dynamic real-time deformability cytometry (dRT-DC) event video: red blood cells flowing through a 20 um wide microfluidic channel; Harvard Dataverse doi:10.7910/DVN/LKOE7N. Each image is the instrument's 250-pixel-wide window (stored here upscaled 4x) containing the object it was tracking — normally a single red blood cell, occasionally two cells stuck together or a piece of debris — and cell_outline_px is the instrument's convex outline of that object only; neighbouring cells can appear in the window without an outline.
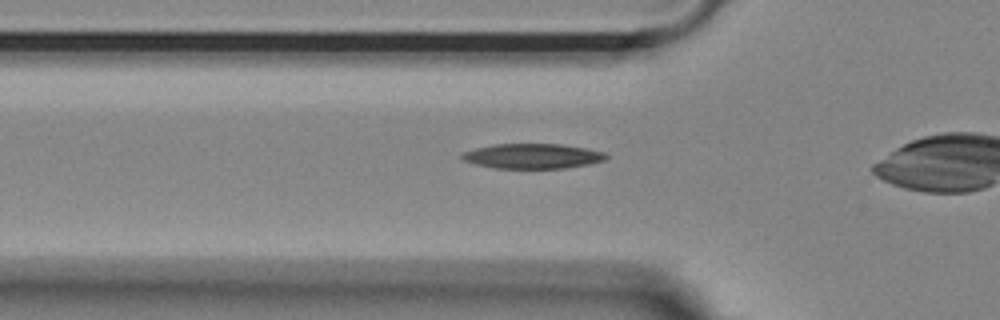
{"species": "Egyptian fruit bat (a non-hibernating species)", "species_latin": "Rousettus aegyptiacus", "temperature_condition": "room temperature", "stored_images_in_passage": 29, "camera_frame_rate_fps": 3000, "um_per_image_px": 0.085, "animal": {"sex": "female"}, "frame": {"image": 1, "passage_image": 3, "time_ms": 0.667, "image_size_px": [1000, 320], "cell_outline_px": [[608, 156], [604, 160], [588, 164], [564, 168], [492, 168], [476, 164], [464, 160], [460, 156], [460, 152], [492, 144], [560, 144], [584, 148], [604, 152]], "centroid_in_image_um": [45.21, 13.26], "position_along_channel_um": 80.6, "area_um2": 20.87}}
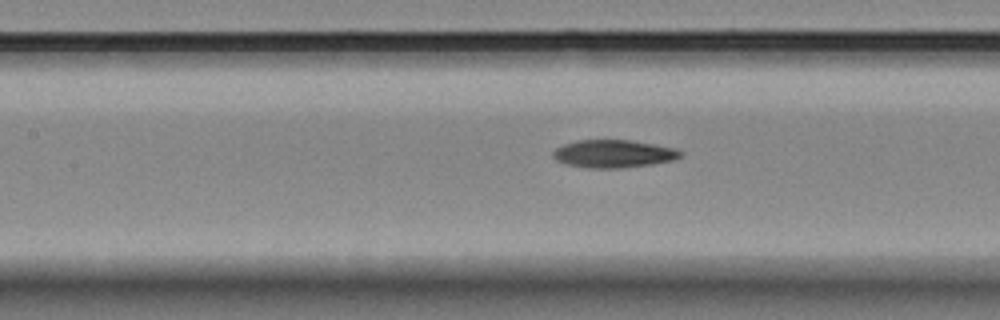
{"frame": {"image": 2, "passage_image": 9, "time_ms": 2.667, "image_size_px": [1000, 320], "cell_outline_px": [[684, 152], [676, 160], [652, 164], [620, 168], [588, 168], [568, 164], [556, 160], [552, 156], [552, 152], [556, 148], [564, 144], [576, 140], [628, 140], [676, 148]], "centroid_in_image_um": [52.16, 13.07], "position_along_channel_um": 155.2, "area_um2": 20.63}}
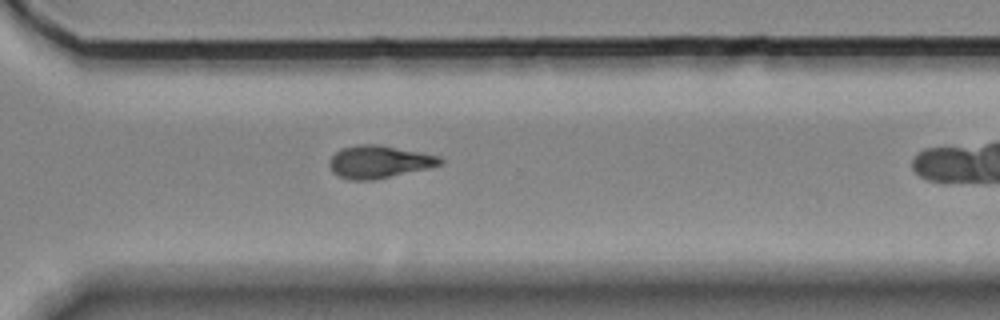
{"frame": {"image": 3, "passage_image": 24, "time_ms": 7.667, "image_size_px": [1000, 320], "cell_outline_px": [[444, 160], [440, 164], [428, 168], [372, 180], [352, 180], [340, 176], [332, 172], [328, 164], [328, 160], [336, 152], [344, 148], [356, 144], [380, 144], [440, 156]], "centroid_in_image_um": [32.2, 13.74], "position_along_channel_um": 338.4, "area_um2": 20.92}}